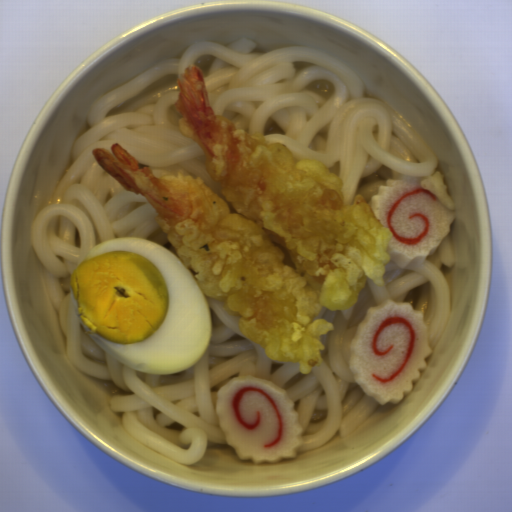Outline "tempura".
<instances>
[{"instance_id": "tempura-1", "label": "tempura", "mask_w": 512, "mask_h": 512, "mask_svg": "<svg viewBox=\"0 0 512 512\" xmlns=\"http://www.w3.org/2000/svg\"><path fill=\"white\" fill-rule=\"evenodd\" d=\"M176 84L178 131L200 146L224 197L192 172L140 164L118 144L93 149L94 161L153 207L203 296L220 300L270 360L308 374L323 363L320 336L334 328L316 316L354 305L366 280L384 285L393 232L363 195L347 204L324 163L216 115L197 65Z\"/></svg>"}]
</instances>
